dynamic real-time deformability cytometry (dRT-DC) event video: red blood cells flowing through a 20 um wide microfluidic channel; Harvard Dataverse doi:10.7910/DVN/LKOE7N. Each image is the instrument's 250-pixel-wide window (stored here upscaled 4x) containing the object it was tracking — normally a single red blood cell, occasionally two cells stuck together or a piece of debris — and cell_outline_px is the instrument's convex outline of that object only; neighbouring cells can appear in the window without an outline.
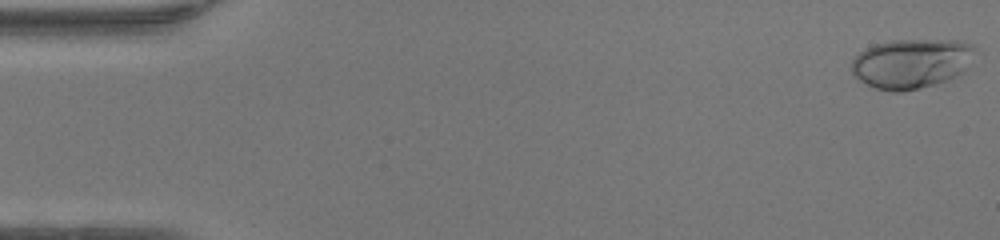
{"species": "human", "species_latin": "Homo sapiens", "temperature_condition": "warm", "stored_images_in_passage": 49, "camera_frame_rate_fps": 3000, "um_per_image_px": 0.085, "donor": {"sex": "female"}, "frame": {"image": 1, "passage_image": 1, "time_ms": 0.0, "image_size_px": [1000, 240], "cell_outline_px": [[976, 48], [968, 68], [964, 72], [948, 80], [920, 88], [904, 92], [892, 92], [876, 88], [860, 80], [852, 72], [852, 60], [864, 48], [876, 44], [892, 40], [960, 40], [972, 44]], "centroid_in_image_um": [77.51, 5.39], "position_along_channel_um": 7.5, "area_um2": 35.89}}
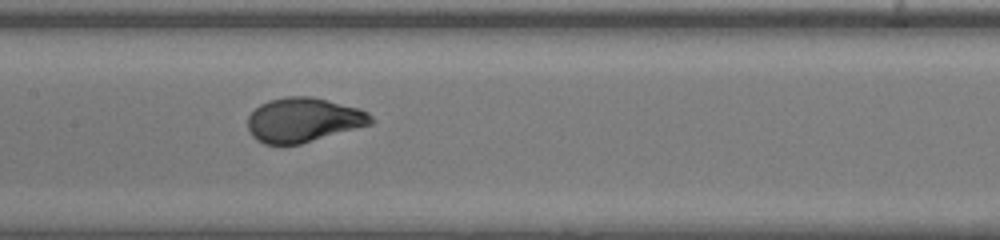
{"frame": {"image": 2, "passage_image": 24, "time_ms": 7.667, "image_size_px": [1000, 240], "cell_outline_px": [[376, 120], [372, 124], [300, 144], [264, 144], [256, 140], [252, 136], [248, 128], [248, 116], [260, 104], [268, 100], [288, 96], [312, 96], [360, 108], [368, 112]], "centroid_in_image_um": [25.81, 10.19], "position_along_channel_um": 181.6, "area_um2": 32.02}}
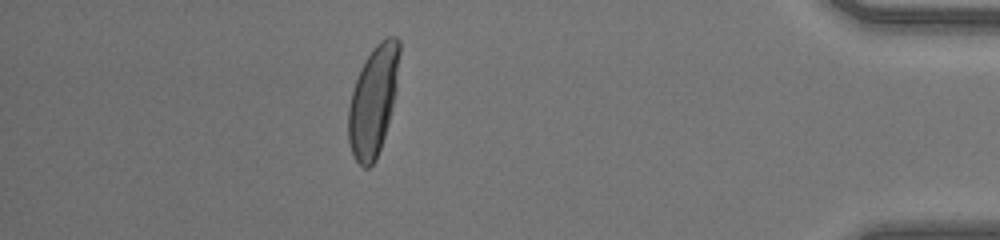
{"frame": {"image": 3, "passage_image": 43, "time_ms": 14.0, "image_size_px": [1000, 240], "cell_outline_px": [[400, 52], [396, 88], [384, 136], [376, 160], [368, 168], [364, 168], [356, 160], [352, 152], [348, 140], [348, 108], [352, 92], [360, 68], [364, 60], [372, 48], [380, 40], [388, 36], [396, 36], [400, 40]], "centroid_in_image_um": [31.72, 8.52], "position_along_channel_um": 403.5, "area_um2": 32.43}, "authors_computed_cell_mechanics": {"area_um2": 32.1946, "velocity_mm_per_s": 4.2835, "shape_relaxation_time_tau1_ms": 3.0506, "shape_relaxation_time_tau2_ms": null, "deformation_change_tau1": 0.1882, "deformation_change_tau2": null}}